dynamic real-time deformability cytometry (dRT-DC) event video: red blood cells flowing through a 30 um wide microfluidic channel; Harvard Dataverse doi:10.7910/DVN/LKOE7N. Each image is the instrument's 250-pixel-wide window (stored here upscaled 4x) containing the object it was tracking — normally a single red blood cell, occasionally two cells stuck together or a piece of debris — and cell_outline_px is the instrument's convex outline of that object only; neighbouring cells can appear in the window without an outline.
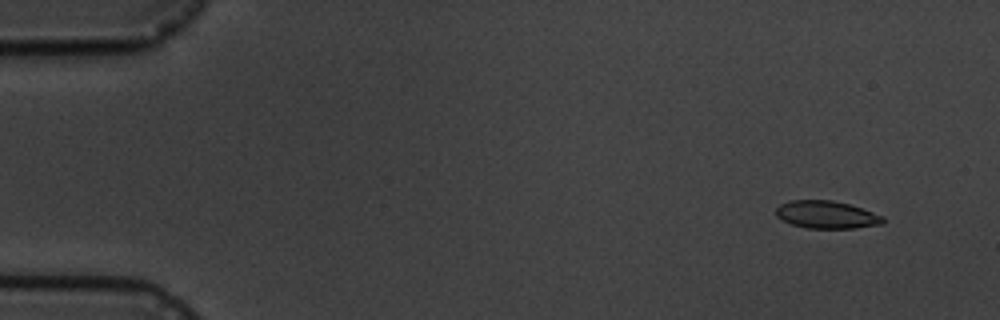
{"species": "common noctule bat (a hibernating species)", "species_latin": "Nyctalus noctula", "temperature_condition": "cold", "stored_images_in_passage": 6, "camera_frame_rate_fps": 3000, "um_per_image_px": 0.085, "animal": {"sex": "male", "body_mass_g": 19.5, "forearm_length_mm": 54.6}, "frame": {"image": 1, "passage_image": 2, "time_ms": 1.333, "image_size_px": [1000, 320], "cell_outline_px": [[884, 224], [856, 228], [808, 228], [792, 224], [780, 220], [776, 216], [776, 208], [780, 204], [792, 200], [832, 200], [848, 204], [884, 216]], "centroid_in_image_um": [70.25, 18.25], "position_along_channel_um": 14.8, "area_um2": 17.22}}
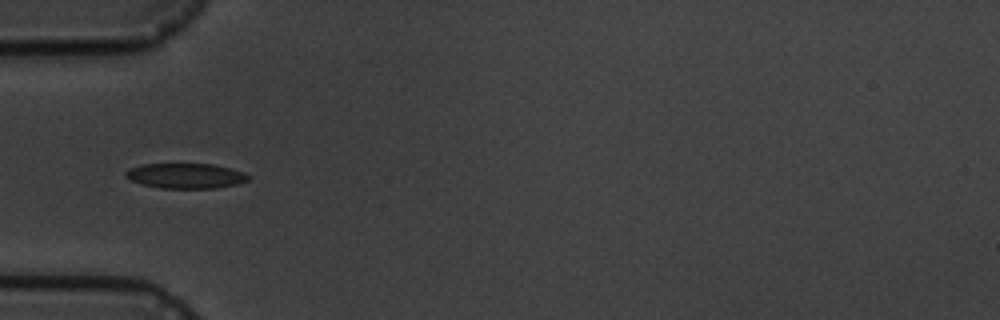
{"frame": {"image": 2, "passage_image": 6, "time_ms": 6.0, "image_size_px": [1000, 320], "cell_outline_px": [[252, 176], [248, 180], [236, 184], [216, 188], [160, 188], [128, 180], [124, 176], [124, 172], [128, 168], [144, 164], [212, 164], [244, 172]], "centroid_in_image_um": [15.75, 14.94], "position_along_channel_um": 69.2, "area_um2": 17.98}}